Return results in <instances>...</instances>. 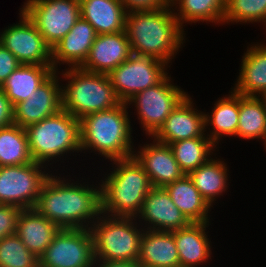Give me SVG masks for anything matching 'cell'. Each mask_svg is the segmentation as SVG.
I'll use <instances>...</instances> for the list:
<instances>
[{"instance_id": "obj_21", "label": "cell", "mask_w": 266, "mask_h": 267, "mask_svg": "<svg viewBox=\"0 0 266 267\" xmlns=\"http://www.w3.org/2000/svg\"><path fill=\"white\" fill-rule=\"evenodd\" d=\"M137 263L141 267H180L173 232L144 230Z\"/></svg>"}, {"instance_id": "obj_13", "label": "cell", "mask_w": 266, "mask_h": 267, "mask_svg": "<svg viewBox=\"0 0 266 267\" xmlns=\"http://www.w3.org/2000/svg\"><path fill=\"white\" fill-rule=\"evenodd\" d=\"M19 23H13L0 32V42L21 64L52 65V49L20 9Z\"/></svg>"}, {"instance_id": "obj_41", "label": "cell", "mask_w": 266, "mask_h": 267, "mask_svg": "<svg viewBox=\"0 0 266 267\" xmlns=\"http://www.w3.org/2000/svg\"><path fill=\"white\" fill-rule=\"evenodd\" d=\"M262 142H264V148L266 149V138L262 141Z\"/></svg>"}, {"instance_id": "obj_32", "label": "cell", "mask_w": 266, "mask_h": 267, "mask_svg": "<svg viewBox=\"0 0 266 267\" xmlns=\"http://www.w3.org/2000/svg\"><path fill=\"white\" fill-rule=\"evenodd\" d=\"M32 162L25 128L15 124L0 128V166Z\"/></svg>"}, {"instance_id": "obj_23", "label": "cell", "mask_w": 266, "mask_h": 267, "mask_svg": "<svg viewBox=\"0 0 266 267\" xmlns=\"http://www.w3.org/2000/svg\"><path fill=\"white\" fill-rule=\"evenodd\" d=\"M80 17L88 21L97 35L125 31L122 0H79Z\"/></svg>"}, {"instance_id": "obj_28", "label": "cell", "mask_w": 266, "mask_h": 267, "mask_svg": "<svg viewBox=\"0 0 266 267\" xmlns=\"http://www.w3.org/2000/svg\"><path fill=\"white\" fill-rule=\"evenodd\" d=\"M214 157L215 159L211 157L205 164L188 174L194 186L211 207L215 205L213 203H216L219 196H223V193L228 190L230 183L227 163L217 159L216 155Z\"/></svg>"}, {"instance_id": "obj_6", "label": "cell", "mask_w": 266, "mask_h": 267, "mask_svg": "<svg viewBox=\"0 0 266 267\" xmlns=\"http://www.w3.org/2000/svg\"><path fill=\"white\" fill-rule=\"evenodd\" d=\"M65 70V71H64ZM62 74V110L78 120L88 114L108 110L121 101L107 74L87 72L81 68H66ZM64 85V86H63Z\"/></svg>"}, {"instance_id": "obj_30", "label": "cell", "mask_w": 266, "mask_h": 267, "mask_svg": "<svg viewBox=\"0 0 266 267\" xmlns=\"http://www.w3.org/2000/svg\"><path fill=\"white\" fill-rule=\"evenodd\" d=\"M169 146L185 175L205 164L218 148L207 136L179 140Z\"/></svg>"}, {"instance_id": "obj_10", "label": "cell", "mask_w": 266, "mask_h": 267, "mask_svg": "<svg viewBox=\"0 0 266 267\" xmlns=\"http://www.w3.org/2000/svg\"><path fill=\"white\" fill-rule=\"evenodd\" d=\"M170 66L152 56H131L107 75L119 100L126 103L139 92L159 84Z\"/></svg>"}, {"instance_id": "obj_15", "label": "cell", "mask_w": 266, "mask_h": 267, "mask_svg": "<svg viewBox=\"0 0 266 267\" xmlns=\"http://www.w3.org/2000/svg\"><path fill=\"white\" fill-rule=\"evenodd\" d=\"M136 218L145 230L172 232L191 223L174 204L164 187H152Z\"/></svg>"}, {"instance_id": "obj_9", "label": "cell", "mask_w": 266, "mask_h": 267, "mask_svg": "<svg viewBox=\"0 0 266 267\" xmlns=\"http://www.w3.org/2000/svg\"><path fill=\"white\" fill-rule=\"evenodd\" d=\"M20 8L52 49L80 18L79 0H26Z\"/></svg>"}, {"instance_id": "obj_29", "label": "cell", "mask_w": 266, "mask_h": 267, "mask_svg": "<svg viewBox=\"0 0 266 267\" xmlns=\"http://www.w3.org/2000/svg\"><path fill=\"white\" fill-rule=\"evenodd\" d=\"M171 7L182 28L196 22L222 25L226 0H173Z\"/></svg>"}, {"instance_id": "obj_36", "label": "cell", "mask_w": 266, "mask_h": 267, "mask_svg": "<svg viewBox=\"0 0 266 267\" xmlns=\"http://www.w3.org/2000/svg\"><path fill=\"white\" fill-rule=\"evenodd\" d=\"M126 12L160 10L171 5L169 0H122Z\"/></svg>"}, {"instance_id": "obj_24", "label": "cell", "mask_w": 266, "mask_h": 267, "mask_svg": "<svg viewBox=\"0 0 266 267\" xmlns=\"http://www.w3.org/2000/svg\"><path fill=\"white\" fill-rule=\"evenodd\" d=\"M230 94L215 102L212 112L205 111V134L217 146L223 137L237 136L240 94L231 89ZM212 127L211 129L208 127ZM211 130V131H210ZM210 132V133H209Z\"/></svg>"}, {"instance_id": "obj_22", "label": "cell", "mask_w": 266, "mask_h": 267, "mask_svg": "<svg viewBox=\"0 0 266 267\" xmlns=\"http://www.w3.org/2000/svg\"><path fill=\"white\" fill-rule=\"evenodd\" d=\"M241 60L237 83L230 89L242 96L257 97L266 92V45L249 44Z\"/></svg>"}, {"instance_id": "obj_7", "label": "cell", "mask_w": 266, "mask_h": 267, "mask_svg": "<svg viewBox=\"0 0 266 267\" xmlns=\"http://www.w3.org/2000/svg\"><path fill=\"white\" fill-rule=\"evenodd\" d=\"M134 217L101 214L90 226L96 261L137 262L144 228Z\"/></svg>"}, {"instance_id": "obj_27", "label": "cell", "mask_w": 266, "mask_h": 267, "mask_svg": "<svg viewBox=\"0 0 266 267\" xmlns=\"http://www.w3.org/2000/svg\"><path fill=\"white\" fill-rule=\"evenodd\" d=\"M164 188L190 222H210L211 206L201 196L188 175L165 185Z\"/></svg>"}, {"instance_id": "obj_34", "label": "cell", "mask_w": 266, "mask_h": 267, "mask_svg": "<svg viewBox=\"0 0 266 267\" xmlns=\"http://www.w3.org/2000/svg\"><path fill=\"white\" fill-rule=\"evenodd\" d=\"M39 259L15 234L0 240V267H36Z\"/></svg>"}, {"instance_id": "obj_12", "label": "cell", "mask_w": 266, "mask_h": 267, "mask_svg": "<svg viewBox=\"0 0 266 267\" xmlns=\"http://www.w3.org/2000/svg\"><path fill=\"white\" fill-rule=\"evenodd\" d=\"M38 259L40 267H93L96 260L90 229H60Z\"/></svg>"}, {"instance_id": "obj_11", "label": "cell", "mask_w": 266, "mask_h": 267, "mask_svg": "<svg viewBox=\"0 0 266 267\" xmlns=\"http://www.w3.org/2000/svg\"><path fill=\"white\" fill-rule=\"evenodd\" d=\"M49 170V167L34 161L0 166V204L16 205L22 209L34 208L43 184L51 175Z\"/></svg>"}, {"instance_id": "obj_18", "label": "cell", "mask_w": 266, "mask_h": 267, "mask_svg": "<svg viewBox=\"0 0 266 267\" xmlns=\"http://www.w3.org/2000/svg\"><path fill=\"white\" fill-rule=\"evenodd\" d=\"M96 36L94 27L80 17L72 29L52 48L54 71L60 70L61 64L67 65L68 68H80L86 61Z\"/></svg>"}, {"instance_id": "obj_20", "label": "cell", "mask_w": 266, "mask_h": 267, "mask_svg": "<svg viewBox=\"0 0 266 267\" xmlns=\"http://www.w3.org/2000/svg\"><path fill=\"white\" fill-rule=\"evenodd\" d=\"M211 222H191L172 231L180 259V267H198L212 258V243L208 238ZM210 240V241H209Z\"/></svg>"}, {"instance_id": "obj_17", "label": "cell", "mask_w": 266, "mask_h": 267, "mask_svg": "<svg viewBox=\"0 0 266 267\" xmlns=\"http://www.w3.org/2000/svg\"><path fill=\"white\" fill-rule=\"evenodd\" d=\"M151 140L152 143L138 145V150L134 149L133 157L147 173L152 186L164 187L182 178L185 174L175 160L171 147L153 138Z\"/></svg>"}, {"instance_id": "obj_2", "label": "cell", "mask_w": 266, "mask_h": 267, "mask_svg": "<svg viewBox=\"0 0 266 267\" xmlns=\"http://www.w3.org/2000/svg\"><path fill=\"white\" fill-rule=\"evenodd\" d=\"M125 32L133 54L152 56L168 65L185 47L186 33L171 5L160 10L127 12Z\"/></svg>"}, {"instance_id": "obj_19", "label": "cell", "mask_w": 266, "mask_h": 267, "mask_svg": "<svg viewBox=\"0 0 266 267\" xmlns=\"http://www.w3.org/2000/svg\"><path fill=\"white\" fill-rule=\"evenodd\" d=\"M132 54L125 31L99 34L93 42L89 55L80 67L92 73L108 74L126 61Z\"/></svg>"}, {"instance_id": "obj_26", "label": "cell", "mask_w": 266, "mask_h": 267, "mask_svg": "<svg viewBox=\"0 0 266 267\" xmlns=\"http://www.w3.org/2000/svg\"><path fill=\"white\" fill-rule=\"evenodd\" d=\"M52 65L21 64L0 87L10 99L13 107L31 98V95L53 73Z\"/></svg>"}, {"instance_id": "obj_5", "label": "cell", "mask_w": 266, "mask_h": 267, "mask_svg": "<svg viewBox=\"0 0 266 267\" xmlns=\"http://www.w3.org/2000/svg\"><path fill=\"white\" fill-rule=\"evenodd\" d=\"M25 131L33 161L46 167L50 162L53 167V163L67 160L68 154L81 153L80 120L65 110L27 126Z\"/></svg>"}, {"instance_id": "obj_39", "label": "cell", "mask_w": 266, "mask_h": 267, "mask_svg": "<svg viewBox=\"0 0 266 267\" xmlns=\"http://www.w3.org/2000/svg\"><path fill=\"white\" fill-rule=\"evenodd\" d=\"M93 267H141L137 262L131 261H95Z\"/></svg>"}, {"instance_id": "obj_3", "label": "cell", "mask_w": 266, "mask_h": 267, "mask_svg": "<svg viewBox=\"0 0 266 267\" xmlns=\"http://www.w3.org/2000/svg\"><path fill=\"white\" fill-rule=\"evenodd\" d=\"M129 112L127 104L121 102L80 119L81 152L94 151L110 161L132 157L135 146Z\"/></svg>"}, {"instance_id": "obj_4", "label": "cell", "mask_w": 266, "mask_h": 267, "mask_svg": "<svg viewBox=\"0 0 266 267\" xmlns=\"http://www.w3.org/2000/svg\"><path fill=\"white\" fill-rule=\"evenodd\" d=\"M109 174L100 180L102 213L112 217L136 218L152 184L143 167L132 156L111 161Z\"/></svg>"}, {"instance_id": "obj_35", "label": "cell", "mask_w": 266, "mask_h": 267, "mask_svg": "<svg viewBox=\"0 0 266 267\" xmlns=\"http://www.w3.org/2000/svg\"><path fill=\"white\" fill-rule=\"evenodd\" d=\"M22 208L11 204H0V240L15 235Z\"/></svg>"}, {"instance_id": "obj_25", "label": "cell", "mask_w": 266, "mask_h": 267, "mask_svg": "<svg viewBox=\"0 0 266 267\" xmlns=\"http://www.w3.org/2000/svg\"><path fill=\"white\" fill-rule=\"evenodd\" d=\"M60 228L38 213L34 208L22 209L16 235L26 248L40 257Z\"/></svg>"}, {"instance_id": "obj_40", "label": "cell", "mask_w": 266, "mask_h": 267, "mask_svg": "<svg viewBox=\"0 0 266 267\" xmlns=\"http://www.w3.org/2000/svg\"><path fill=\"white\" fill-rule=\"evenodd\" d=\"M257 97L259 98V100L263 104V107H264L265 112H266V92L259 94Z\"/></svg>"}, {"instance_id": "obj_38", "label": "cell", "mask_w": 266, "mask_h": 267, "mask_svg": "<svg viewBox=\"0 0 266 267\" xmlns=\"http://www.w3.org/2000/svg\"><path fill=\"white\" fill-rule=\"evenodd\" d=\"M14 124V107L10 99L0 88V128Z\"/></svg>"}, {"instance_id": "obj_1", "label": "cell", "mask_w": 266, "mask_h": 267, "mask_svg": "<svg viewBox=\"0 0 266 267\" xmlns=\"http://www.w3.org/2000/svg\"><path fill=\"white\" fill-rule=\"evenodd\" d=\"M76 180L52 172L34 206L38 213L60 229H89L102 214L100 182L95 186L87 179H84L87 182H83V178Z\"/></svg>"}, {"instance_id": "obj_16", "label": "cell", "mask_w": 266, "mask_h": 267, "mask_svg": "<svg viewBox=\"0 0 266 267\" xmlns=\"http://www.w3.org/2000/svg\"><path fill=\"white\" fill-rule=\"evenodd\" d=\"M194 104L188 94L151 138L159 143L170 145L179 140L207 136L205 112L197 110Z\"/></svg>"}, {"instance_id": "obj_33", "label": "cell", "mask_w": 266, "mask_h": 267, "mask_svg": "<svg viewBox=\"0 0 266 267\" xmlns=\"http://www.w3.org/2000/svg\"><path fill=\"white\" fill-rule=\"evenodd\" d=\"M235 23H264L266 27V0H226L223 25Z\"/></svg>"}, {"instance_id": "obj_8", "label": "cell", "mask_w": 266, "mask_h": 267, "mask_svg": "<svg viewBox=\"0 0 266 267\" xmlns=\"http://www.w3.org/2000/svg\"><path fill=\"white\" fill-rule=\"evenodd\" d=\"M167 75L159 84L134 95L126 102L127 107L135 106V111L143 133L152 137L166 121L167 117L188 95ZM149 135V136H148Z\"/></svg>"}, {"instance_id": "obj_31", "label": "cell", "mask_w": 266, "mask_h": 267, "mask_svg": "<svg viewBox=\"0 0 266 267\" xmlns=\"http://www.w3.org/2000/svg\"><path fill=\"white\" fill-rule=\"evenodd\" d=\"M238 137L245 140L261 139V141L266 138V112L256 96L240 94Z\"/></svg>"}, {"instance_id": "obj_14", "label": "cell", "mask_w": 266, "mask_h": 267, "mask_svg": "<svg viewBox=\"0 0 266 267\" xmlns=\"http://www.w3.org/2000/svg\"><path fill=\"white\" fill-rule=\"evenodd\" d=\"M55 71L25 101L14 106V124L21 128L38 123L62 110V84ZM60 79V80H59Z\"/></svg>"}, {"instance_id": "obj_37", "label": "cell", "mask_w": 266, "mask_h": 267, "mask_svg": "<svg viewBox=\"0 0 266 267\" xmlns=\"http://www.w3.org/2000/svg\"><path fill=\"white\" fill-rule=\"evenodd\" d=\"M21 63L0 42V87Z\"/></svg>"}]
</instances>
